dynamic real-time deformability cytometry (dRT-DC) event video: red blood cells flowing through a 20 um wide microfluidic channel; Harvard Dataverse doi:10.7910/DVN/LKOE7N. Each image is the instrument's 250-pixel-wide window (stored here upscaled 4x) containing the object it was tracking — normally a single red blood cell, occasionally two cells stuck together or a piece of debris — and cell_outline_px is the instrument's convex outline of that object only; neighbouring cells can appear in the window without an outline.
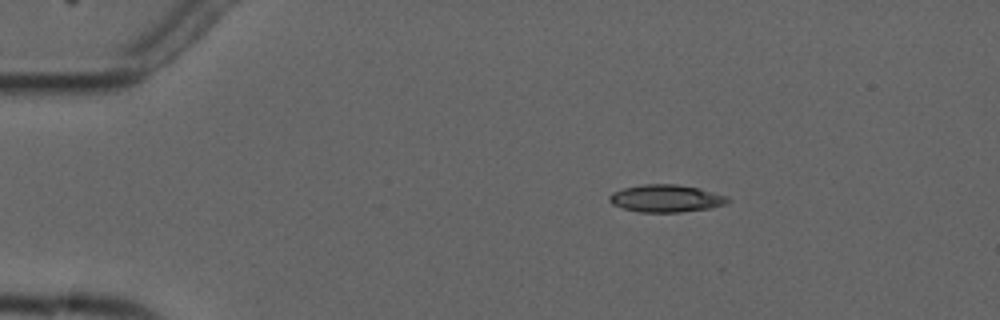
{"species": "common noctule bat (a hibernating species)", "species_latin": "Nyctalus noctula", "temperature_condition": "cold", "stored_images_in_passage": 4, "camera_frame_rate_fps": 3000, "um_per_image_px": 0.085, "animal": {"sex": "male", "forearm_length_mm": 52.5}, "frame": {"image": 1, "passage_image": 2, "time_ms": 1.0, "image_size_px": [1000, 320], "cell_outline_px": [[732, 200], [724, 204], [712, 208], [680, 212], [640, 212], [624, 208], [612, 204], [608, 200], [608, 196], [612, 192], [624, 188], [644, 184], [676, 184], [696, 188], [728, 196]], "centroid_in_image_um": [56.61, 16.87], "position_along_channel_um": 28.4, "area_um2": 18.84}}